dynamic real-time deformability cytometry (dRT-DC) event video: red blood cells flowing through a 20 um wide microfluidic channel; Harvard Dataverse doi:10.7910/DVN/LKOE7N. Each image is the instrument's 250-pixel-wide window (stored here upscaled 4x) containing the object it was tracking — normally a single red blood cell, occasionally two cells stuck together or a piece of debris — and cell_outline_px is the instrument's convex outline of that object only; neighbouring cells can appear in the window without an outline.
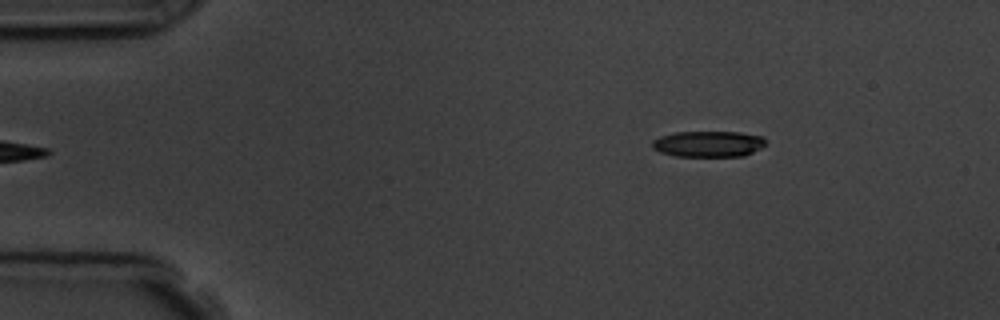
{"species": "common noctule bat (a hibernating species)", "species_latin": "Nyctalus noctula", "temperature_condition": "room temperature", "stored_images_in_passage": 5, "segment_of_instrument_passage": [2, 2], "camera_frame_rate_fps": 3000, "um_per_image_px": 0.085, "animal": {"sex": "male", "body_mass_g": 19.5, "forearm_length_mm": 54.6}, "frame": {"image": 1, "passage_image": 5, "time_ms": 5.333, "image_size_px": [1000, 320], "cell_outline_px": [[764, 144], [760, 148], [744, 156], [676, 156], [660, 152], [652, 148], [652, 140], [660, 136], [676, 132], [740, 132], [764, 136]], "centroid_in_image_um": [60.19, 12.23], "position_along_channel_um": 24.8, "area_um2": 17.17}}